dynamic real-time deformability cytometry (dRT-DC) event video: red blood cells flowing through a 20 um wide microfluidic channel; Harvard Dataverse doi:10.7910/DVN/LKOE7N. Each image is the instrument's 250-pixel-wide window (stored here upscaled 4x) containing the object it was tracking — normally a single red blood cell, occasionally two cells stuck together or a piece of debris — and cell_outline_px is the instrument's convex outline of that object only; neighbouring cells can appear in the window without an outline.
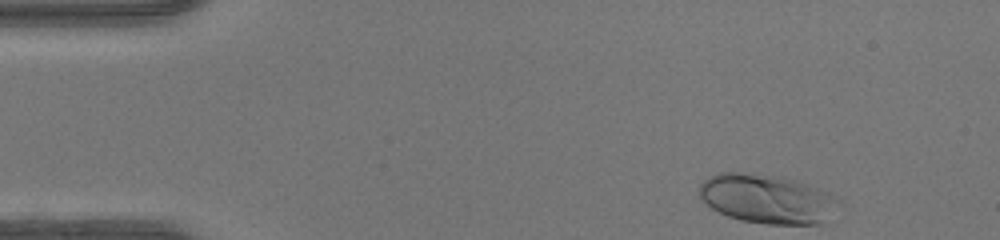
{"species": "human", "species_latin": "Homo sapiens", "temperature_condition": "warm", "stored_images_in_passage": 38, "camera_frame_rate_fps": 3000, "um_per_image_px": 0.085, "donor": {"sex": "female"}, "frame": {"image": 1, "passage_image": 1, "time_ms": 0.0, "image_size_px": [1000, 240], "cell_outline_px": [[840, 200], [820, 224], [768, 224], [740, 220], [728, 216], [712, 208], [700, 200], [700, 184], [704, 180], [720, 172], [740, 172], [784, 176], [820, 188], [828, 192]], "centroid_in_image_um": [65.16, 16.88], "position_along_channel_um": 19.8, "area_um2": 39.71}}
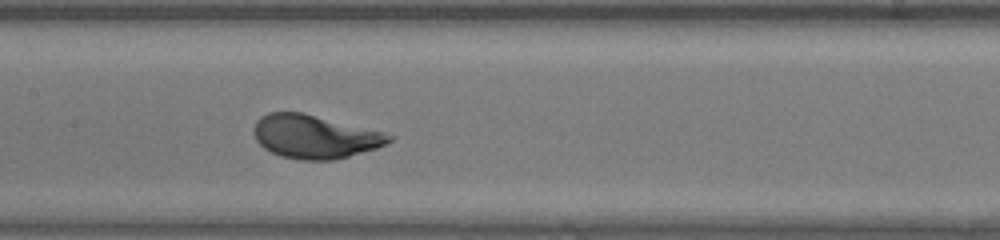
{"frame": {"image": 2, "passage_image": 19, "time_ms": 6.0, "image_size_px": [1000, 240], "cell_outline_px": [[396, 136], [392, 140], [376, 148], [348, 156], [332, 160], [300, 160], [280, 156], [264, 148], [256, 140], [252, 132], [252, 128], [256, 120], [260, 116], [268, 112], [304, 112], [384, 132]], "centroid_in_image_um": [26.72, 11.6], "position_along_channel_um": 180.7, "area_um2": 34.45}}
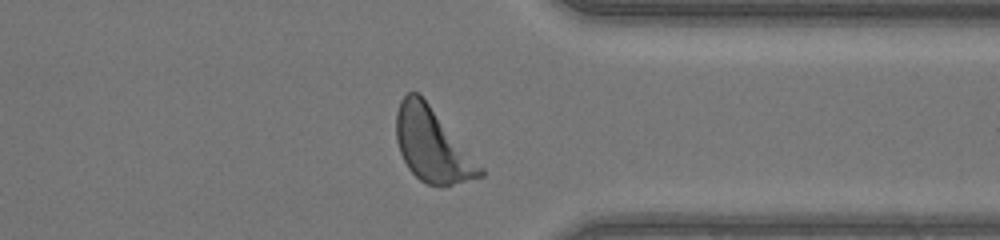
{"frame": {"image": 3, "passage_image": 33, "time_ms": 10.667, "image_size_px": [1000, 240], "cell_outline_px": [[484, 176], [452, 184], [428, 184], [420, 180], [408, 168], [400, 152], [396, 140], [396, 112], [400, 100], [408, 92], [420, 92], [484, 168]], "centroid_in_image_um": [36.73, 12.28], "position_along_channel_um": 374.7, "area_um2": 35.89}, "authors_computed_cell_mechanics": {"area_um2": 34.4488, "velocity_mm_per_s": 4.2466, "shape_relaxation_time_tau1_ms": 1.9764, "shape_relaxation_time_tau2_ms": null, "deformation_change_tau1": 0.1543, "deformation_change_tau2": null}}